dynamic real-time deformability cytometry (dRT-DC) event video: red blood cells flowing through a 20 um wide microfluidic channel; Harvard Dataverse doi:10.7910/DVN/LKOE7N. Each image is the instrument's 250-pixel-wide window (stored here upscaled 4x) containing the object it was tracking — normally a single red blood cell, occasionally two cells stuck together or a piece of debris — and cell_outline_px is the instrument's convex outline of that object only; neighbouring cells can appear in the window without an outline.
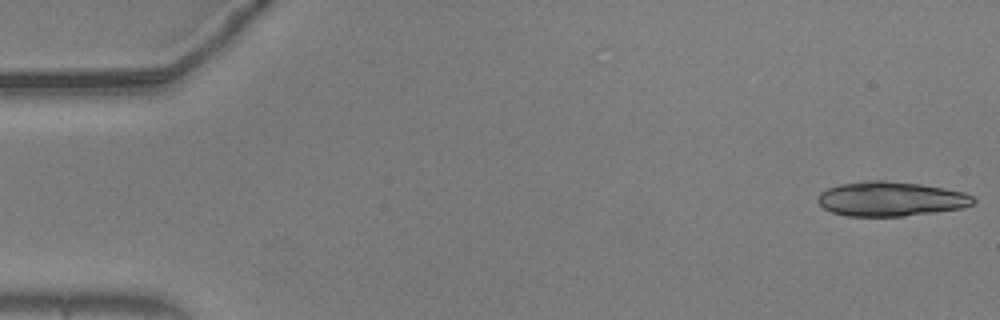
{"species": "common noctule bat (a hibernating species)", "species_latin": "Nyctalus noctula", "temperature_condition": "warm", "stored_images_in_passage": 17, "camera_frame_rate_fps": 3000, "um_per_image_px": 0.085, "animal": {"sex": "male", "body_mass_g": 20.5, "forearm_length_mm": 52.5}, "frame": {"image": 1, "passage_image": 1, "time_ms": 0.0, "image_size_px": [1000, 320], "cell_outline_px": [[976, 200], [972, 204], [964, 208], [936, 212], [904, 216], [848, 216], [832, 212], [824, 208], [816, 200], [820, 192], [828, 188], [840, 184], [868, 180], [884, 180], [920, 184], [944, 188], [964, 192], [972, 196]], "centroid_in_image_um": [75.72, 16.91], "position_along_channel_um": 9.3, "area_um2": 31.39}}